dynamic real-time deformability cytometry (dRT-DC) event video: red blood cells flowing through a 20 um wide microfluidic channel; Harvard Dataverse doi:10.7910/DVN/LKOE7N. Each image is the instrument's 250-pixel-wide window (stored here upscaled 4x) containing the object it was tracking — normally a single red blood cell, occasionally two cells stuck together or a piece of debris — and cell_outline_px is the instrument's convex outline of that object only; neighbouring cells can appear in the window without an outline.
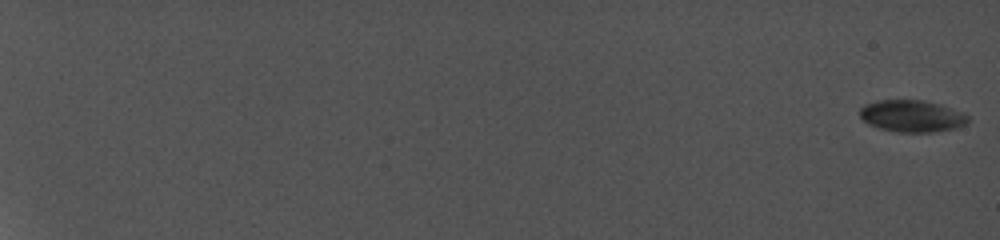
{"species": "common noctule bat (a hibernating species)", "species_latin": "Nyctalus noctula", "temperature_condition": "cold", "stored_images_in_passage": 95, "camera_frame_rate_fps": 5000, "um_per_image_px": 0.085, "animal": {"sex": "female", "body_mass_g": 19.0, "forearm_length_mm": 56.7}, "frame": {"image": 1, "passage_image": 1, "time_ms": 0.0, "image_size_px": [1000, 240], "cell_outline_px": [[968, 120], [964, 124], [956, 128], [932, 132], [900, 132], [880, 128], [868, 124], [860, 116], [860, 108], [864, 104], [876, 100], [920, 100], [940, 104], [960, 112], [968, 116]], "centroid_in_image_um": [77.47, 9.86], "position_along_channel_um": 7.5, "area_um2": 19.88}}
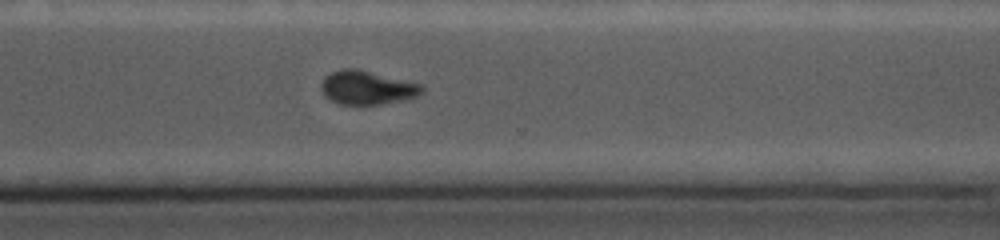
{"frame": {"image": 2, "passage_image": 82, "time_ms": 16.2, "image_size_px": [1000, 240], "cell_outline_px": [[424, 92], [416, 96], [404, 100], [380, 104], [340, 104], [328, 100], [324, 96], [320, 88], [320, 84], [332, 72], [344, 68], [356, 68], [420, 84], [424, 88]], "centroid_in_image_um": [31.18, 7.46], "position_along_channel_um": 339.4, "area_um2": 19.65}}
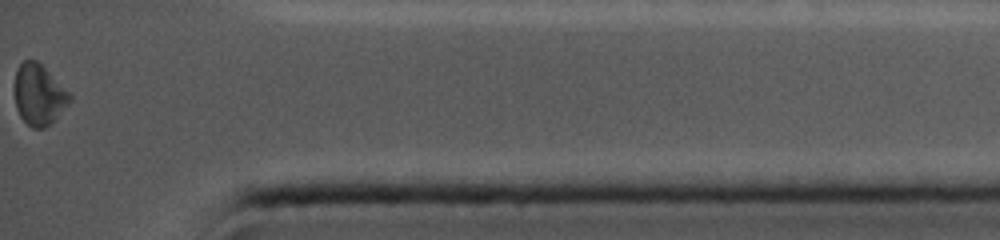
{"frame": {"image": 3, "passage_image": 95, "time_ms": 18.8, "image_size_px": [1000, 240], "cell_outline_px": [[72, 100], [44, 128], [32, 128], [20, 116], [16, 108], [12, 88], [16, 68], [24, 60], [36, 60], [72, 96]], "centroid_in_image_um": [3.23, 8.03], "position_along_channel_um": 432.0, "area_um2": 19.36}, "authors_computed_cell_mechanics": {"area_um2": 20.1722, "velocity_mm_per_s": 3.8497, "shape_relaxation_time_tau1_ms": 4.7874, "shape_relaxation_time_tau2_ms": null, "deformation_change_tau1": 0.0855, "deformation_change_tau2": null}}